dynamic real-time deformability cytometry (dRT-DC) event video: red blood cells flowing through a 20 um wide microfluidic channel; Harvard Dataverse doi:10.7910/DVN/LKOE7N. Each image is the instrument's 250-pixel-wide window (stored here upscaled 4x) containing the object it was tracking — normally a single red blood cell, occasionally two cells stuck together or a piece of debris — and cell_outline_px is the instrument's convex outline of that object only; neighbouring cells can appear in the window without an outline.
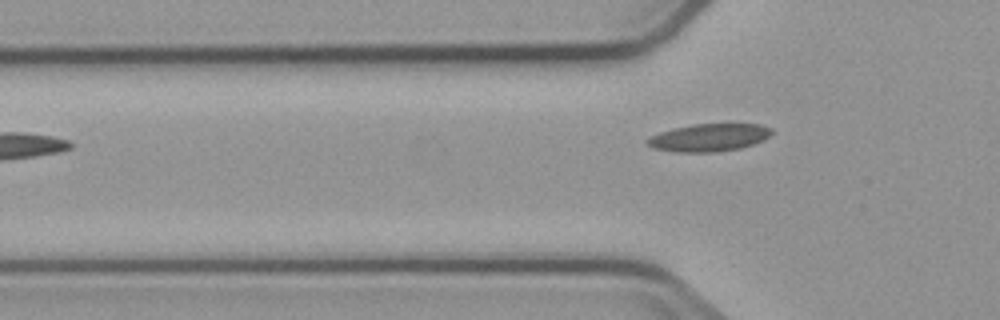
{"species": "common noctule bat (a hibernating species)", "species_latin": "Nyctalus noctula", "temperature_condition": "cold", "stored_images_in_passage": 4, "camera_frame_rate_fps": 3000, "um_per_image_px": 0.085, "animal": {"sex": "male", "body_mass_g": 23.1, "forearm_length_mm": 52.7}, "frame": {"image": 1, "passage_image": 4, "time_ms": 4.333, "image_size_px": [1000, 320], "cell_outline_px": [[772, 132], [764, 140], [740, 148], [716, 152], [676, 152], [652, 148], [644, 140], [660, 132], [672, 128], [692, 124], [760, 124], [772, 128]], "centroid_in_image_um": [60.25, 11.69], "position_along_channel_um": 65.6, "area_um2": 20.06}}